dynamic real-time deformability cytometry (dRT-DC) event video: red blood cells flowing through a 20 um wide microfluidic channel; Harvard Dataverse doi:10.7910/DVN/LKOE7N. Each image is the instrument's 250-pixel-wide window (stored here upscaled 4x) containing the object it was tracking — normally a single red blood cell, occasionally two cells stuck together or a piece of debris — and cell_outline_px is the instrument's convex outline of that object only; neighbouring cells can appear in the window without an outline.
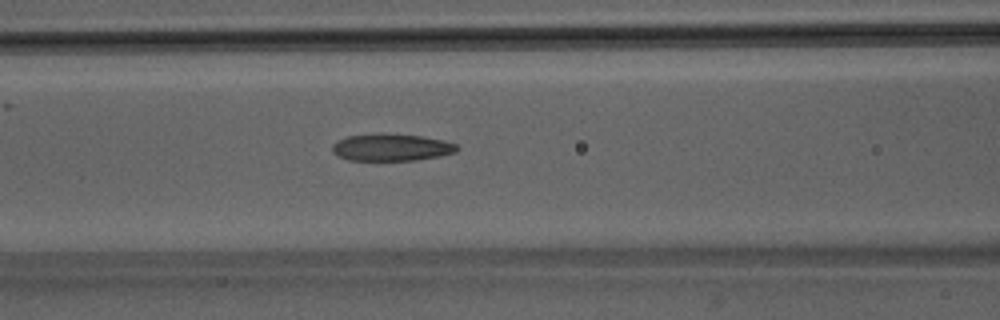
{"species": "Egyptian fruit bat (a non-hibernating species)", "species_latin": "Rousettus aegyptiacus", "temperature_condition": "room temperature", "stored_images_in_passage": 27, "camera_frame_rate_fps": 3000, "um_per_image_px": 0.085, "animal": {"sex": "male"}, "frame": {"image": 1, "passage_image": 5, "time_ms": 1.333, "image_size_px": [1000, 320], "cell_outline_px": [[460, 148], [456, 152], [440, 156], [412, 160], [348, 160], [332, 152], [332, 144], [336, 140], [348, 136], [380, 132], [424, 136], [444, 140], [456, 144]], "centroid_in_image_um": [33.27, 12.5], "position_along_channel_um": 133.3, "area_um2": 20.0}}